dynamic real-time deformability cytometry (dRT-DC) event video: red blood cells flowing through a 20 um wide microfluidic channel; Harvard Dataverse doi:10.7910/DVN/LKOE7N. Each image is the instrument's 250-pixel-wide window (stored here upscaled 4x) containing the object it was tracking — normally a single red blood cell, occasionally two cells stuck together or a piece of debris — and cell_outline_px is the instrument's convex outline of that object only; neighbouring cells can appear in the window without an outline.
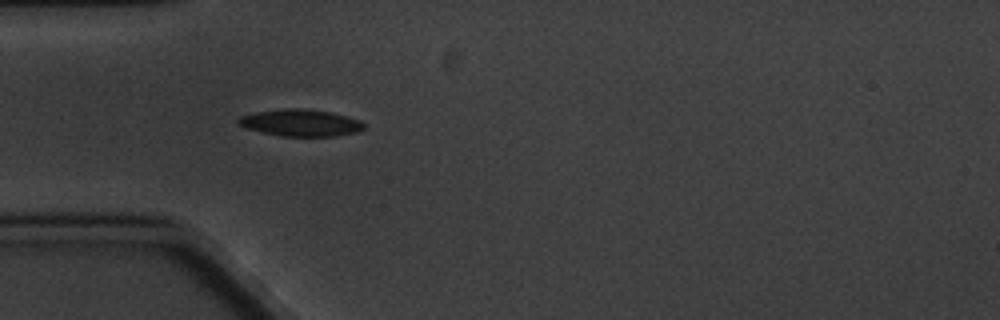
{"species": "common noctule bat (a hibernating species)", "species_latin": "Nyctalus noctula", "temperature_condition": "cold", "stored_images_in_passage": 5, "camera_frame_rate_fps": 3000, "um_per_image_px": 0.085, "animal": {"sex": "male", "body_mass_g": 20.1, "forearm_length_mm": 53.5}, "frame": {"image": 1, "passage_image": 5, "time_ms": 5.333, "image_size_px": [1000, 320], "cell_outline_px": [[364, 128], [360, 132], [336, 136], [280, 136], [248, 128], [236, 124], [236, 120], [240, 116], [256, 112], [288, 108], [300, 108], [332, 112], [360, 120], [364, 124]], "centroid_in_image_um": [25.57, 10.44], "position_along_channel_um": 59.4, "area_um2": 19.65}}